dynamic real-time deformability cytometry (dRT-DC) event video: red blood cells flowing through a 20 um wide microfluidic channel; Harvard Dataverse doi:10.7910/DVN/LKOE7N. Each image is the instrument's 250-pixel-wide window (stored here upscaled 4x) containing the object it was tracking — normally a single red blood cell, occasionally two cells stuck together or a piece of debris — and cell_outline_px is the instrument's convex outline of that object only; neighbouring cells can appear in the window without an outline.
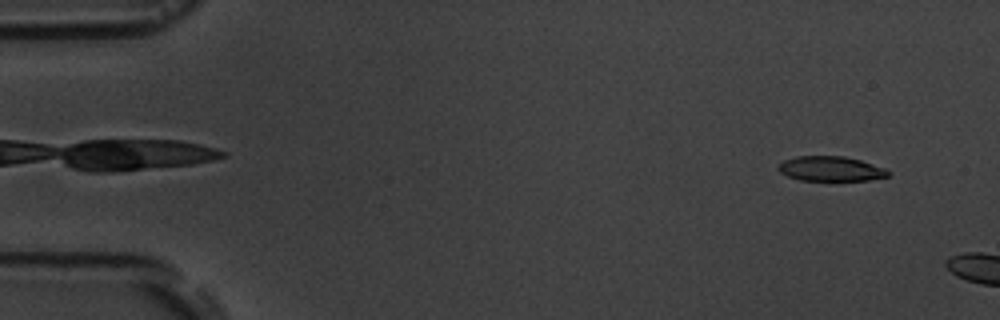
{"species": "common noctule bat (a hibernating species)", "species_latin": "Nyctalus noctula", "temperature_condition": "room temperature", "stored_images_in_passage": 2, "camera_frame_rate_fps": 3000, "um_per_image_px": 0.085, "animal": {"sex": "male", "body_mass_g": 19.5, "forearm_length_mm": 54.6}, "frame": {"image": 1, "passage_image": 1, "time_ms": 0.0, "image_size_px": [1000, 320], "cell_outline_px": [[892, 172], [888, 176], [868, 180], [800, 180], [788, 176], [780, 172], [776, 168], [784, 160], [796, 156], [844, 156], [860, 160], [884, 168]], "centroid_in_image_um": [70.6, 14.34], "position_along_channel_um": 14.4, "area_um2": 15.78}}